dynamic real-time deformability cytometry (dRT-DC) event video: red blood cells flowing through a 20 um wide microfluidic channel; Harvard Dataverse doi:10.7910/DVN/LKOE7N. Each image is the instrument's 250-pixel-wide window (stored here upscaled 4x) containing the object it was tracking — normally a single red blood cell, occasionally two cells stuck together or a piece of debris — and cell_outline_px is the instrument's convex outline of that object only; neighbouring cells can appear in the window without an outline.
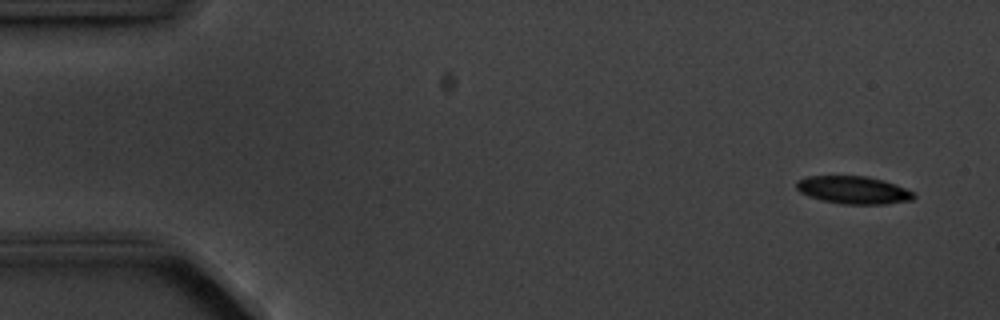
{"species": "common noctule bat (a hibernating species)", "species_latin": "Nyctalus noctula", "temperature_condition": "cold", "stored_images_in_passage": 6, "camera_frame_rate_fps": 3000, "um_per_image_px": 0.085, "animal": {"sex": "male", "body_mass_g": 20.1, "forearm_length_mm": 53.5}, "frame": {"image": 1, "passage_image": 1, "time_ms": 0.0, "image_size_px": [1000, 320], "cell_outline_px": [[916, 196], [912, 200], [884, 204], [840, 204], [820, 200], [808, 196], [800, 192], [796, 188], [796, 180], [808, 176], [868, 176], [884, 180], [896, 184], [912, 192]], "centroid_in_image_um": [72.51, 16.15], "position_along_channel_um": 12.5, "area_um2": 19.07}}
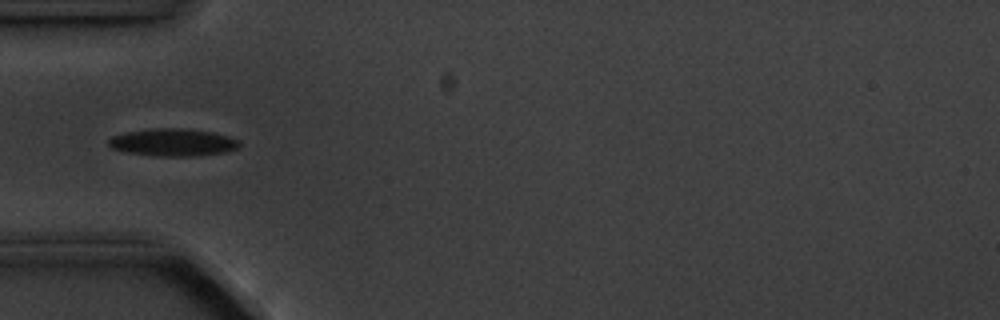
{"frame": {"image": 2, "passage_image": 5, "time_ms": 4.667, "image_size_px": [1000, 320], "cell_outline_px": [[240, 144], [236, 148], [228, 152], [196, 156], [156, 156], [128, 152], [112, 148], [108, 144], [108, 140], [112, 136], [124, 132], [152, 128], [184, 128], [212, 132], [228, 136], [240, 140]], "centroid_in_image_um": [14.71, 12.1], "position_along_channel_um": 70.3, "area_um2": 21.04}}
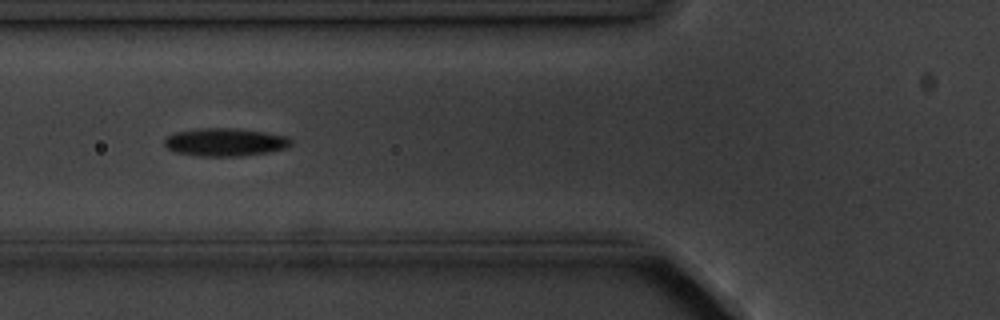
{"frame": {"image": 3, "passage_image": 6, "time_ms": 5.667, "image_size_px": [1000, 320], "cell_outline_px": [[292, 144], [284, 148], [268, 152], [244, 156], [200, 156], [176, 152], [168, 148], [164, 144], [164, 140], [168, 136], [176, 132], [196, 128], [244, 128], [288, 136], [292, 140]], "centroid_in_image_um": [19.17, 12.07], "position_along_channel_um": 106.6, "area_um2": 20.81}}